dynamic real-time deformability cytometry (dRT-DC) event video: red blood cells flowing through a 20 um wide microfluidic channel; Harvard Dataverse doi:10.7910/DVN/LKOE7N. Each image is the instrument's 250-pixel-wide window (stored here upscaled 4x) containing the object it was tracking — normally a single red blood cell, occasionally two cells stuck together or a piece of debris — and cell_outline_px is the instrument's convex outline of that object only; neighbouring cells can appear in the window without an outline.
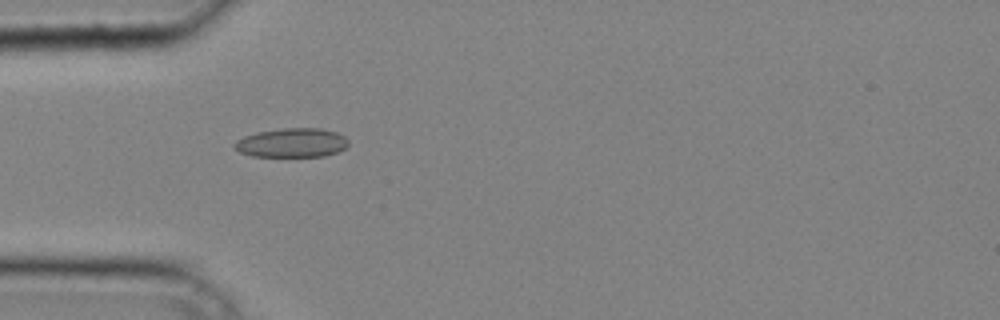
{"species": "common noctule bat (a hibernating species)", "species_latin": "Nyctalus noctula", "temperature_condition": "cold", "stored_images_in_passage": 30, "camera_frame_rate_fps": 3000, "um_per_image_px": 0.085, "animal": {"sex": "male", "body_mass_g": 20.4}, "frame": {"image": 1, "passage_image": 4, "time_ms": 1.0, "image_size_px": [1000, 320], "cell_outline_px": [[348, 144], [344, 148], [336, 152], [324, 156], [252, 156], [240, 152], [232, 148], [232, 144], [236, 140], [244, 136], [256, 132], [284, 128], [320, 128], [336, 132], [344, 136], [348, 140]], "centroid_in_image_um": [24.76, 12.13], "position_along_channel_um": 60.2, "area_um2": 19.36}}
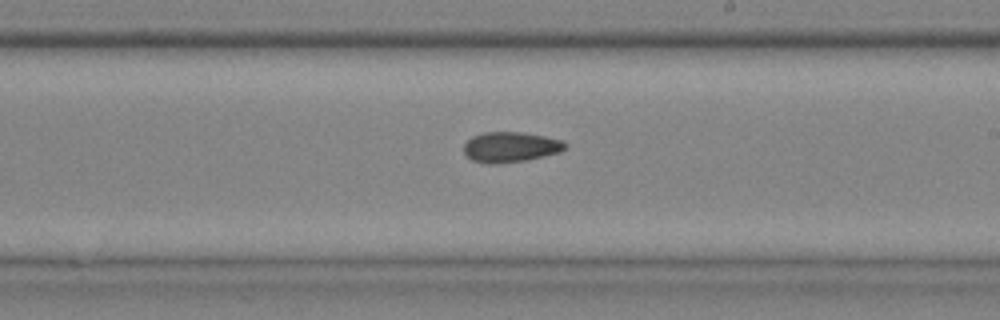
{"frame": {"image": 2, "passage_image": 16, "time_ms": 5.0, "image_size_px": [1000, 320], "cell_outline_px": [[568, 144], [560, 152], [544, 156], [524, 160], [496, 164], [488, 164], [472, 160], [464, 152], [464, 144], [472, 136], [484, 132], [520, 132], [544, 136], [564, 140]], "centroid_in_image_um": [43.4, 12.49], "position_along_channel_um": 245.6, "area_um2": 17.86}}
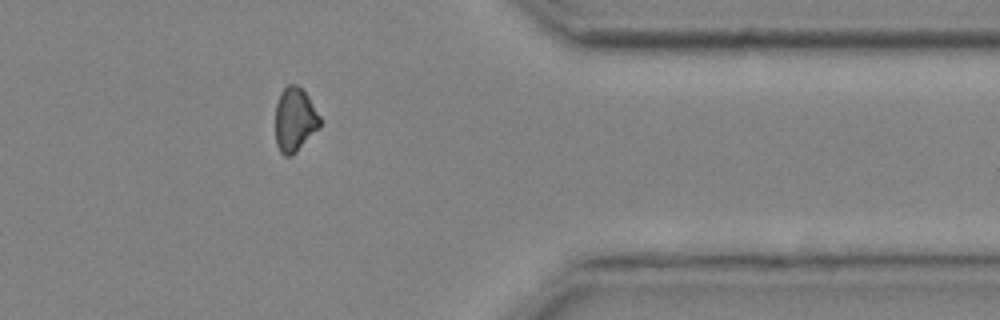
{"frame": {"image": 3, "passage_image": 26, "time_ms": 8.333, "image_size_px": [1000, 320], "cell_outline_px": [[320, 128], [292, 156], [284, 156], [280, 152], [276, 144], [276, 104], [280, 92], [288, 84], [296, 84], [308, 96], [320, 116]], "centroid_in_image_um": [25.06, 10.19], "position_along_channel_um": 386.3, "area_um2": 16.7}}